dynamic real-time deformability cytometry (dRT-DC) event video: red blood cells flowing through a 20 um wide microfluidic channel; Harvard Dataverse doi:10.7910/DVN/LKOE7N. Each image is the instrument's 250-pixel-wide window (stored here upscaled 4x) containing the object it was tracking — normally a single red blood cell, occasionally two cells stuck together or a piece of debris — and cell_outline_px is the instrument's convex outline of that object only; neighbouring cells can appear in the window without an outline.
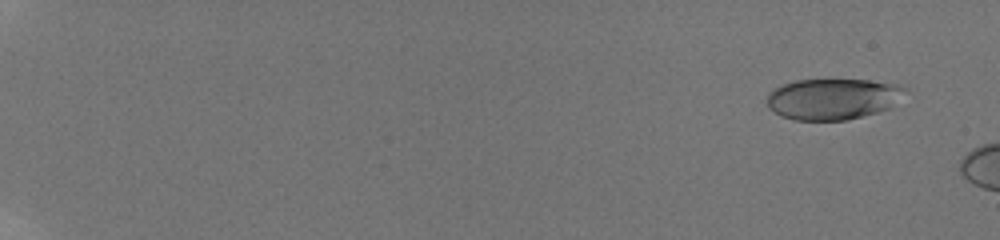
{"species": "human", "species_latin": "Homo sapiens", "temperature_condition": "room temperature", "stored_images_in_passage": 11, "camera_frame_rate_fps": 3000, "um_per_image_px": 0.085, "donor": {"sex": "male"}, "frame": {"image": 1, "passage_image": 5, "time_ms": 1.333, "image_size_px": [1000, 240], "cell_outline_px": [[908, 88], [888, 108], [880, 112], [848, 120], [792, 120], [780, 116], [768, 108], [768, 92], [784, 84], [796, 80], [868, 80], [896, 84]], "centroid_in_image_um": [70.76, 8.42], "position_along_channel_um": 14.2, "area_um2": 32.89}}